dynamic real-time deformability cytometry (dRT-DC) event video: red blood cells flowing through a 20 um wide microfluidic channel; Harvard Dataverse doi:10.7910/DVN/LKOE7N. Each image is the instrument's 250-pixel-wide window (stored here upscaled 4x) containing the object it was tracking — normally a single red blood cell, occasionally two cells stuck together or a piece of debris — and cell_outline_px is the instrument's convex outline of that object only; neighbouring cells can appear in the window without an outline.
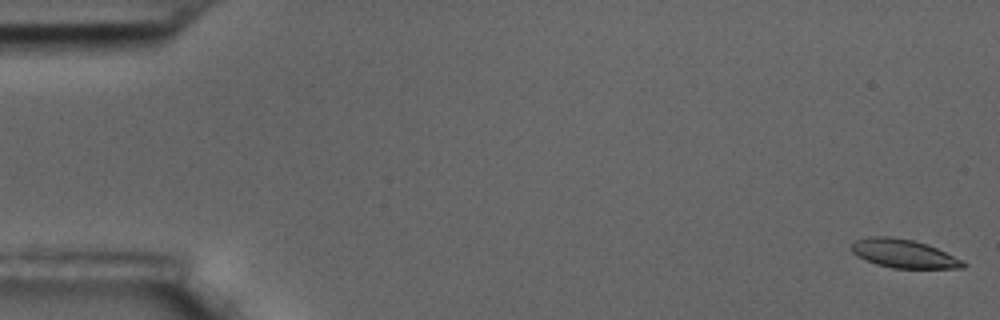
{"species": "common noctule bat (a hibernating species)", "species_latin": "Nyctalus noctula", "temperature_condition": "room temperature", "stored_images_in_passage": 60, "camera_frame_rate_fps": 3000, "um_per_image_px": 0.085, "animal": {"sex": "male", "body_mass_g": 17.5, "forearm_length_mm": 52.3}, "frame": {"image": 1, "passage_image": 1, "time_ms": 0.0, "image_size_px": [1000, 320], "cell_outline_px": [[968, 264], [964, 268], [892, 268], [876, 264], [864, 260], [856, 256], [848, 248], [856, 240], [868, 236], [892, 236], [912, 240], [928, 244], [964, 260]], "centroid_in_image_um": [76.8, 21.55], "position_along_channel_um": 8.2, "area_um2": 18.9}}
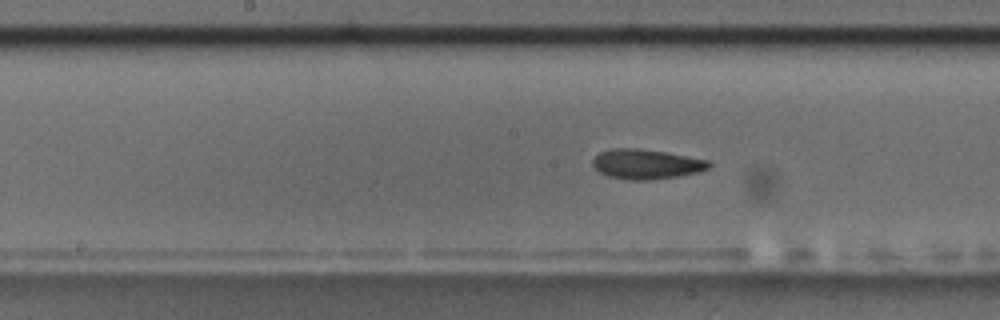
{"frame": {"image": 2, "passage_image": 30, "time_ms": 9.667, "image_size_px": [1000, 320], "cell_outline_px": [[712, 164], [708, 168], [700, 172], [652, 180], [628, 180], [608, 176], [600, 172], [592, 164], [592, 160], [600, 152], [612, 148], [636, 148], [664, 152], [708, 160]], "centroid_in_image_um": [54.92, 13.95], "position_along_channel_um": 193.3, "area_um2": 20.06}}
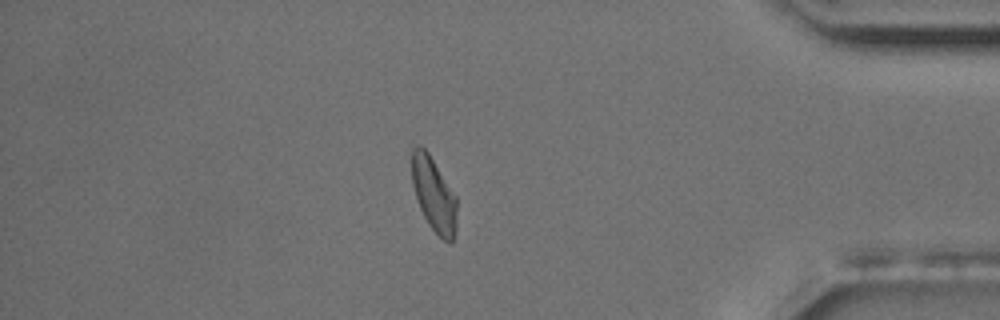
{"frame": {"image": 3, "passage_image": 51, "time_ms": 16.667, "image_size_px": [1000, 320], "cell_outline_px": [[456, 232], [452, 240], [448, 244], [428, 224], [420, 208], [412, 184], [412, 148], [416, 144], [420, 144], [428, 152], [456, 196]], "centroid_in_image_um": [36.87, 16.51], "position_along_channel_um": 398.3, "area_um2": 19.31}, "authors_computed_cell_mechanics": {"area_um2": 19.8254, "velocity_mm_per_s": 3.4191, "shape_relaxation_time_tau1_ms": 3.6603, "shape_relaxation_time_tau2_ms": 4.0405, "deformation_change_tau1": 0.1312, "deformation_change_tau2": 0.1058}}